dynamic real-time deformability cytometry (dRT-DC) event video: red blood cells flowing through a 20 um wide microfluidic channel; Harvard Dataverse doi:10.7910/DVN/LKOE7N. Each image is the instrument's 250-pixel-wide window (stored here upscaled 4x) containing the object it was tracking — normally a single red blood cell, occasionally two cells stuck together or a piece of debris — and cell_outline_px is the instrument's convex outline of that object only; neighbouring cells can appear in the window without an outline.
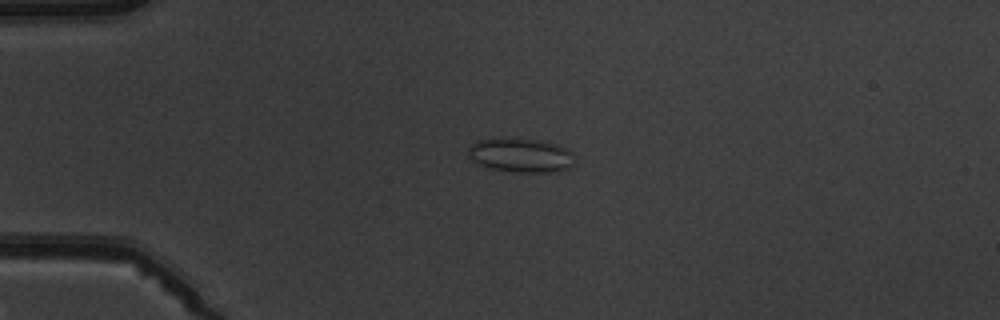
{"species": "common noctule bat (a hibernating species)", "species_latin": "Nyctalus noctula", "temperature_condition": "warm", "stored_images_in_passage": 5, "camera_frame_rate_fps": 3000, "um_per_image_px": 0.085, "animal": {"sex": "male", "body_mass_g": 19.5, "forearm_length_mm": 54.6}, "frame": {"image": 1, "passage_image": 3, "time_ms": 3.0, "image_size_px": [1000, 320], "cell_outline_px": [[576, 164], [568, 168], [556, 172], [516, 172], [488, 168], [472, 160], [468, 156], [468, 148], [476, 140], [492, 136], [516, 136], [540, 140], [556, 144], [572, 152]], "centroid_in_image_um": [44.23, 13.15], "position_along_channel_um": 40.8, "area_um2": 22.08}}
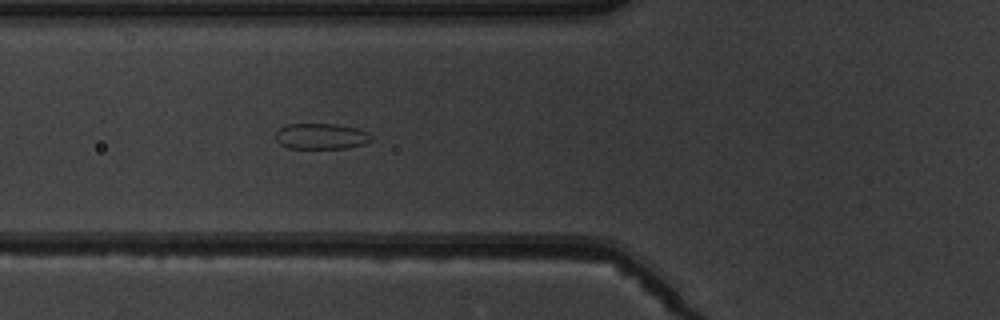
{"frame": {"image": 2, "passage_image": 5, "time_ms": 5.333, "image_size_px": [1000, 320], "cell_outline_px": [[372, 140], [364, 144], [348, 148], [288, 148], [280, 144], [276, 140], [276, 132], [280, 128], [288, 124], [336, 124], [356, 128], [368, 132], [372, 136]], "centroid_in_image_um": [27.31, 11.58], "position_along_channel_um": 98.5, "area_um2": 14.39}}